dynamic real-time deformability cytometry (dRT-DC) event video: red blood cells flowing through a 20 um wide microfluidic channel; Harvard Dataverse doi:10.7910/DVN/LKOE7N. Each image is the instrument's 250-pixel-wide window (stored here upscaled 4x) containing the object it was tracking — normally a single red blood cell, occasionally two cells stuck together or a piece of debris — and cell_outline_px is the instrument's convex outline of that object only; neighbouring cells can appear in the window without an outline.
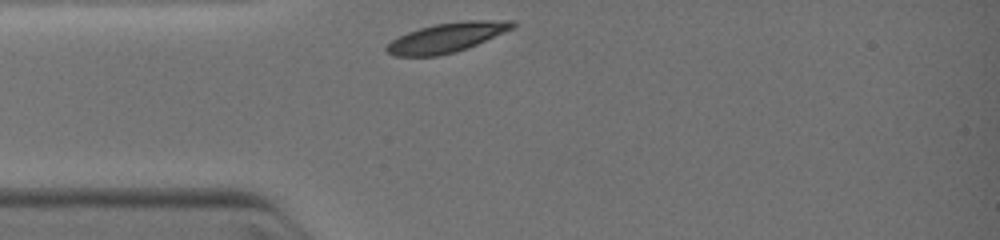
{"species": "common noctule bat (a hibernating species)", "species_latin": "Nyctalus noctula", "temperature_condition": "warm", "stored_images_in_passage": 12, "camera_frame_rate_fps": 3000, "um_per_image_px": 0.085, "animal": {"sex": "female", "body_mass_g": 19.0, "forearm_length_mm": 51.5}, "frame": {"image": 1, "passage_image": 1, "time_ms": 0.0, "image_size_px": [1000, 240], "cell_outline_px": [[516, 24], [512, 28], [504, 32], [468, 48], [456, 52], [436, 56], [396, 56], [388, 52], [384, 48], [392, 40], [408, 32], [420, 28], [436, 24], [464, 20], [516, 20]], "centroid_in_image_um": [38.0, 3.19], "position_along_channel_um": 47.0, "area_um2": 21.5}}
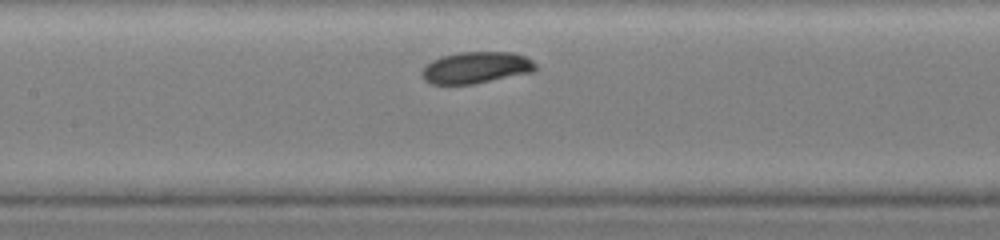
{"frame": {"image": 2, "passage_image": 8, "time_ms": 2.667, "image_size_px": [1000, 240], "cell_outline_px": [[540, 68], [532, 72], [472, 84], [432, 84], [424, 80], [420, 76], [420, 72], [432, 60], [440, 56], [460, 52], [512, 52], [524, 56], [532, 60]], "centroid_in_image_um": [40.46, 5.74], "position_along_channel_um": 166.9, "area_um2": 20.98}}
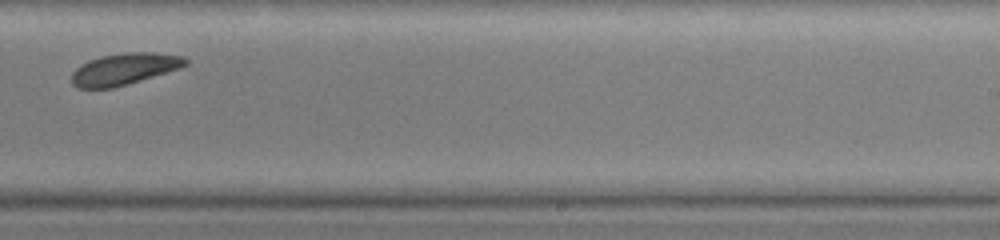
{"frame": {"image": 3, "passage_image": 12, "time_ms": 5.0, "image_size_px": [1000, 240], "cell_outline_px": [[188, 64], [180, 68], [128, 84], [112, 88], [76, 88], [72, 84], [72, 72], [76, 68], [88, 60], [104, 56], [124, 52], [156, 52], [184, 56], [188, 60]], "centroid_in_image_um": [10.58, 5.86], "position_along_channel_um": 278.4, "area_um2": 20.98}}